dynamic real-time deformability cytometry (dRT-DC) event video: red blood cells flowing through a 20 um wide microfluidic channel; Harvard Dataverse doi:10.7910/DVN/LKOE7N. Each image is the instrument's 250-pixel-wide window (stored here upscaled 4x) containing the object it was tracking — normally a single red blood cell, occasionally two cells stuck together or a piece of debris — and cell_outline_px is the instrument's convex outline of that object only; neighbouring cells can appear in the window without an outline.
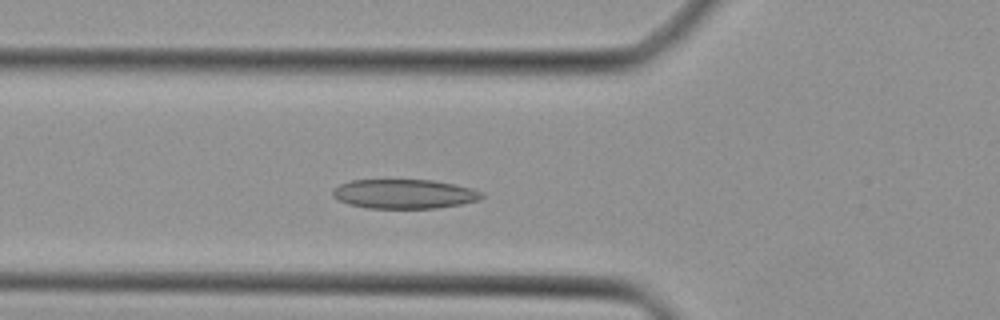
{"species": "Egyptian fruit bat (a non-hibernating species)", "species_latin": "Rousettus aegyptiacus", "temperature_condition": "cold", "stored_images_in_passage": 39, "camera_frame_rate_fps": 3000, "um_per_image_px": 0.085, "animal": {"sex": "female"}, "frame": {"image": 1, "passage_image": 10, "time_ms": 3.0, "image_size_px": [1000, 320], "cell_outline_px": [[484, 196], [480, 200], [460, 204], [436, 208], [368, 208], [348, 204], [332, 196], [332, 192], [340, 184], [352, 180], [432, 180], [456, 184], [472, 188], [484, 192]], "centroid_in_image_um": [34.41, 16.48], "position_along_channel_um": 91.4, "area_um2": 25.49}}
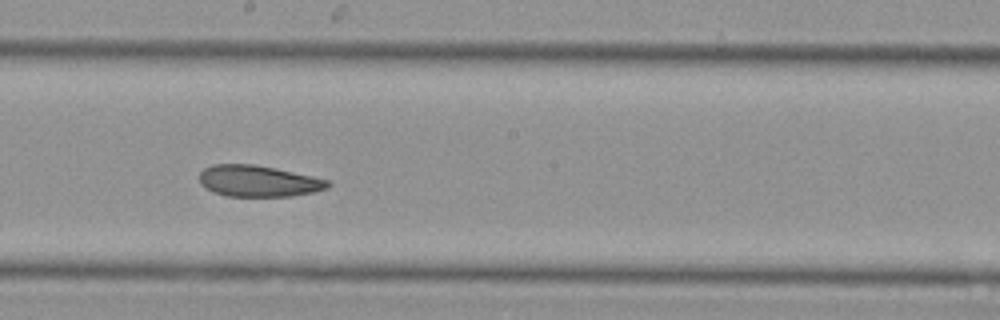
{"frame": {"image": 2, "passage_image": 19, "time_ms": 6.0, "image_size_px": [1000, 320], "cell_outline_px": [[332, 184], [328, 188], [312, 192], [292, 196], [228, 196], [216, 192], [200, 184], [200, 172], [204, 168], [212, 164], [252, 164], [312, 176], [328, 180]], "centroid_in_image_um": [21.96, 15.39], "position_along_channel_um": 226.2, "area_um2": 23.12}}
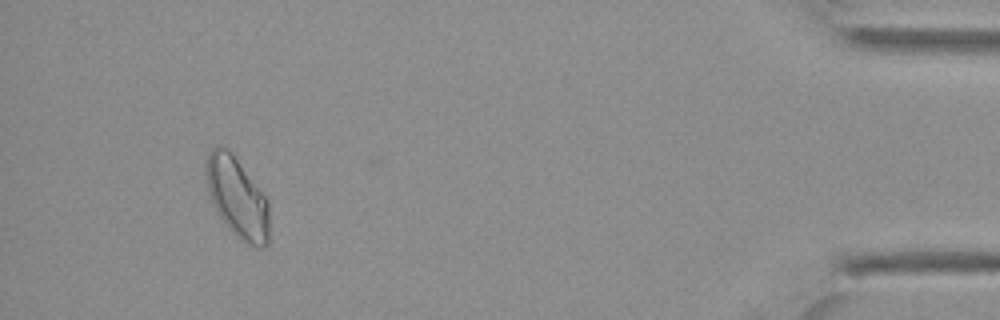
{"frame": {"image": 3, "passage_image": 36, "time_ms": 11.667, "image_size_px": [1000, 320], "cell_outline_px": [[268, 244], [260, 248], [244, 244], [228, 228], [216, 212], [212, 204], [208, 192], [208, 152], [216, 144], [224, 144], [232, 152], [268, 200]], "centroid_in_image_um": [20.17, 16.8], "position_along_channel_um": 415.0, "area_um2": 29.54}}